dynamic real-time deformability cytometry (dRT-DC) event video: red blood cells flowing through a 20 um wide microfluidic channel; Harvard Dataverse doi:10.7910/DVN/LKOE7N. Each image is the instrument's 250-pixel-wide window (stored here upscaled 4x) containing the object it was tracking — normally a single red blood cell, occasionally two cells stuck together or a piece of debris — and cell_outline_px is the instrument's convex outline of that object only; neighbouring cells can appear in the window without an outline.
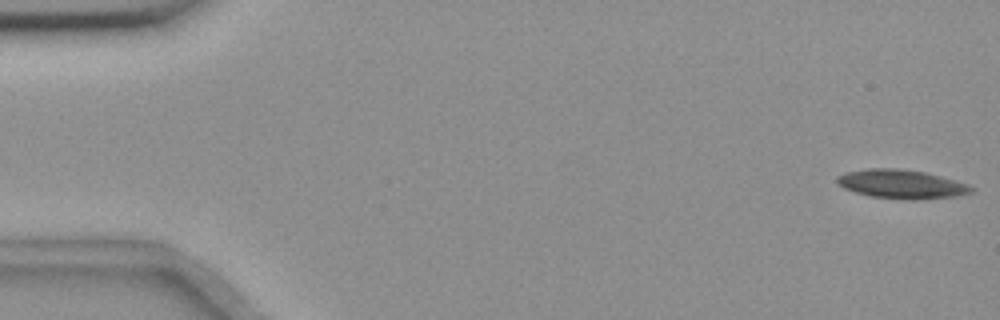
{"species": "common noctule bat (a hibernating species)", "species_latin": "Nyctalus noctula", "temperature_condition": "room temperature", "stored_images_in_passage": 56, "camera_frame_rate_fps": 3000, "um_per_image_px": 0.085, "animal": {"sex": "female", "body_mass_g": 18.4}, "frame": {"image": 1, "passage_image": 1, "time_ms": 0.0, "image_size_px": [1000, 320], "cell_outline_px": [[976, 188], [972, 192], [956, 196], [920, 200], [912, 200], [872, 196], [856, 192], [844, 188], [836, 184], [836, 176], [844, 172], [868, 168], [896, 168], [924, 172], [940, 176], [968, 184]], "centroid_in_image_um": [76.61, 15.65], "position_along_channel_um": 8.4, "area_um2": 22.66}}
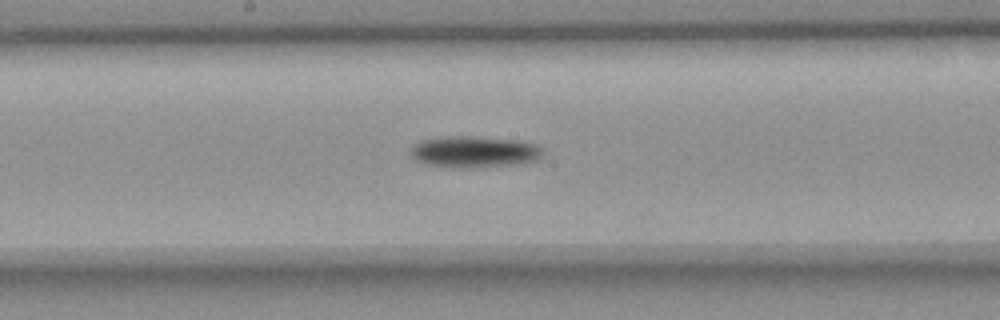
{"frame": {"image": 2, "passage_image": 29, "time_ms": 9.333, "image_size_px": [1000, 320], "cell_outline_px": [[544, 156], [536, 160], [516, 164], [468, 168], [452, 168], [428, 164], [416, 160], [408, 152], [412, 144], [420, 140], [440, 136], [468, 136], [520, 140], [536, 144], [544, 152]], "centroid_in_image_um": [40.27, 12.89], "position_along_channel_um": 207.9, "area_um2": 24.62}}
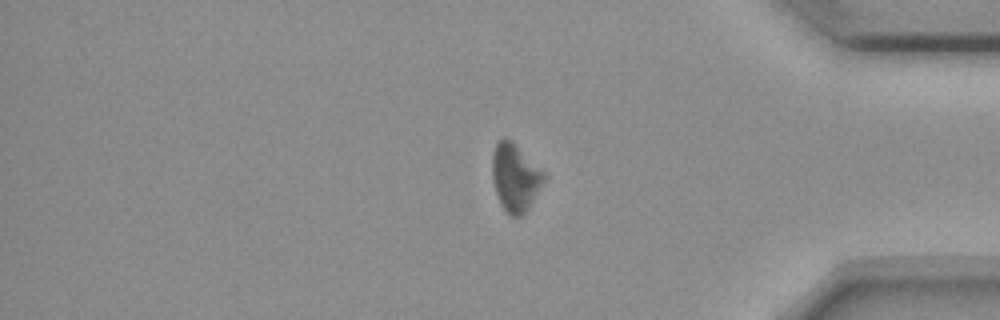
{"frame": {"image": 3, "passage_image": 46, "time_ms": 15.0, "image_size_px": [1000, 320], "cell_outline_px": [[544, 180], [528, 208], [520, 216], [512, 216], [504, 208], [496, 192], [492, 176], [492, 156], [496, 144], [504, 136], [512, 140], [544, 172]], "centroid_in_image_um": [43.77, 15.03], "position_along_channel_um": 391.4, "area_um2": 19.83}, "authors_computed_cell_mechanics": {"area_um2": 22.1663, "velocity_mm_per_s": 3.6498, "shape_relaxation_time_tau1_ms": 1.9804, "shape_relaxation_time_tau2_ms": null, "deformation_change_tau1": 0.0925, "deformation_change_tau2": null}}